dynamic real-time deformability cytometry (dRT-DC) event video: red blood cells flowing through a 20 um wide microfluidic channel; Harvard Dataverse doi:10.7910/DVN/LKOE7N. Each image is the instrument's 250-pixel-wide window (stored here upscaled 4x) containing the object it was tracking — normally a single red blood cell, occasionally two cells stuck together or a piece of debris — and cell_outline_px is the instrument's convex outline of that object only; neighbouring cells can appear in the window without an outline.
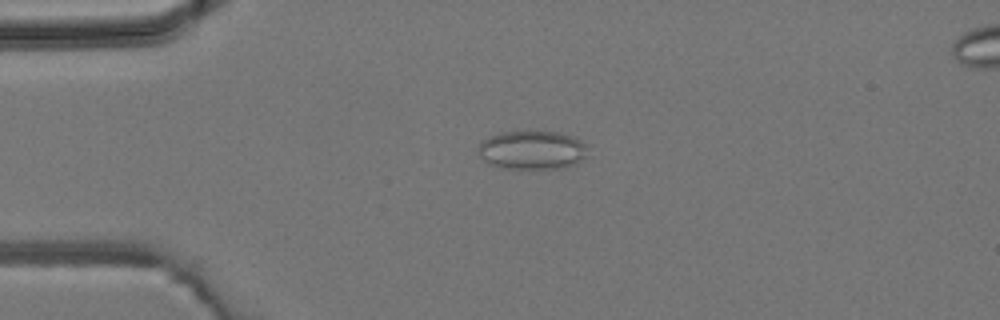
{"species": "common noctule bat (a hibernating species)", "species_latin": "Nyctalus noctula", "temperature_condition": "room temperature", "stored_images_in_passage": 39, "camera_frame_rate_fps": 3000, "um_per_image_px": 0.085, "animal": {"sex": "male", "body_mass_g": 19.2, "forearm_length_mm": 51.8}, "frame": {"image": 1, "passage_image": 5, "time_ms": 1.333, "image_size_px": [1000, 320], "cell_outline_px": [[588, 144], [584, 156], [576, 164], [564, 168], [508, 168], [488, 164], [480, 156], [480, 140], [500, 132], [560, 132], [572, 136]], "centroid_in_image_um": [45.24, 12.75], "position_along_channel_um": 39.8, "area_um2": 24.51}}
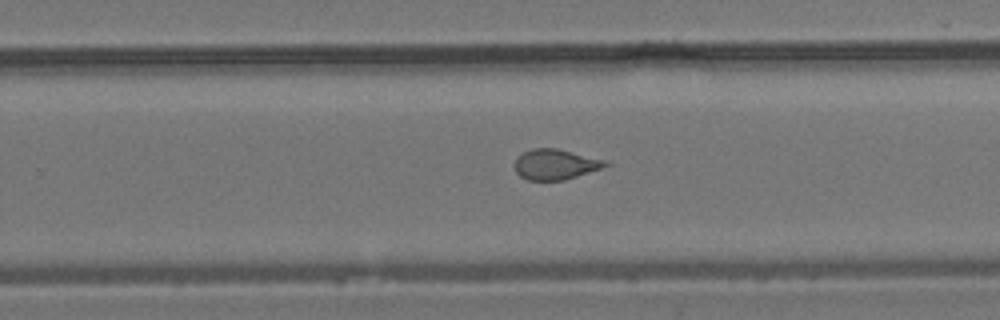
{"frame": {"image": 2, "passage_image": 23, "time_ms": 7.333, "image_size_px": [1000, 320], "cell_outline_px": [[612, 164], [564, 180], [528, 180], [520, 176], [516, 172], [516, 156], [532, 148], [556, 148], [604, 160]], "centroid_in_image_um": [47.18, 13.97], "position_along_channel_um": 282.6, "area_um2": 15.78}}
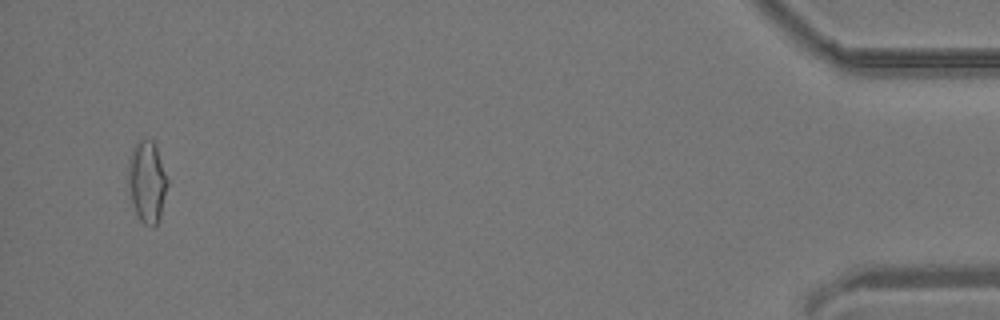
{"frame": {"image": 3, "passage_image": 38, "time_ms": 12.333, "image_size_px": [1000, 320], "cell_outline_px": [[168, 184], [160, 216], [156, 224], [152, 228], [144, 224], [140, 220], [132, 204], [128, 180], [128, 160], [132, 148], [140, 140], [152, 140], [156, 148], [168, 180]], "centroid_in_image_um": [12.49, 15.47], "position_along_channel_um": 422.7, "area_um2": 18.44}}